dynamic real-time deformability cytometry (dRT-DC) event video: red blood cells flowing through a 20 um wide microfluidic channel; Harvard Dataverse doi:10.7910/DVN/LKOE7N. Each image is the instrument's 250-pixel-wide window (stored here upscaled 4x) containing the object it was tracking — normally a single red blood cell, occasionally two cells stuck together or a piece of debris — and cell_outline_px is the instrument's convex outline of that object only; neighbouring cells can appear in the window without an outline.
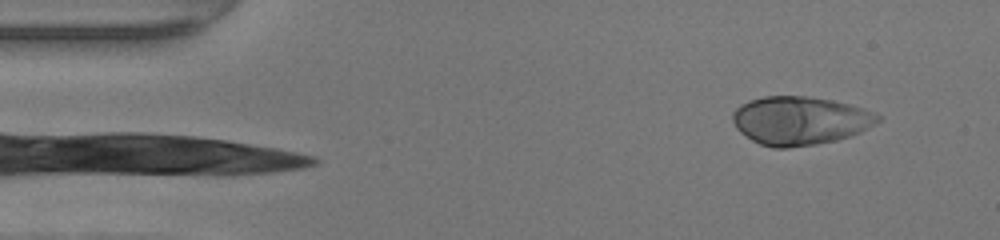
{"species": "human", "species_latin": "Homo sapiens", "temperature_condition": "warm", "stored_images_in_passage": 45, "camera_frame_rate_fps": 3000, "um_per_image_px": 0.085, "donor": {"sex": "female"}, "frame": {"image": 1, "passage_image": 2, "time_ms": 0.333, "image_size_px": [1000, 240], "cell_outline_px": [[880, 120], [876, 124], [860, 132], [836, 140], [816, 144], [788, 148], [772, 148], [760, 144], [752, 140], [740, 132], [736, 128], [732, 120], [732, 112], [740, 104], [748, 100], [764, 96], [808, 96], [832, 100], [848, 104], [876, 112], [880, 116]], "centroid_in_image_um": [67.97, 10.25], "position_along_channel_um": 17.0, "area_um2": 41.15}}
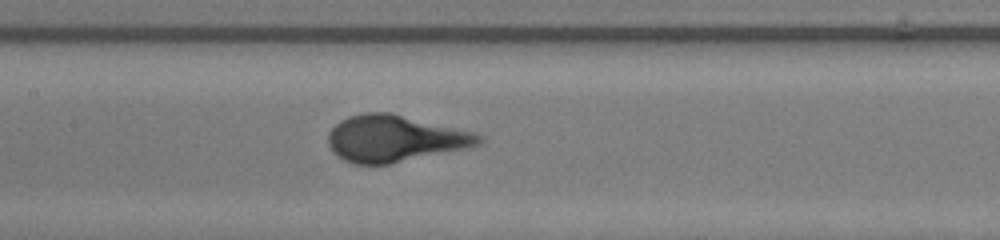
{"frame": {"image": 2, "passage_image": 20, "time_ms": 6.333, "image_size_px": [1000, 240], "cell_outline_px": [[484, 140], [480, 144], [468, 148], [388, 164], [352, 164], [336, 156], [332, 152], [328, 144], [328, 132], [340, 120], [348, 116], [364, 112], [388, 112], [476, 132], [484, 136]], "centroid_in_image_um": [33.55, 11.77], "position_along_channel_um": 173.8, "area_um2": 41.15}}
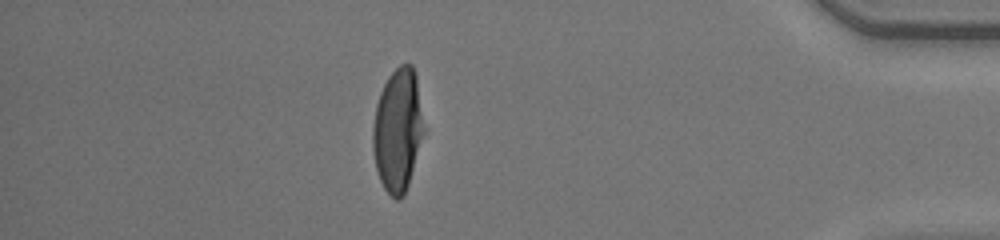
{"frame": {"image": 3, "passage_image": 39, "time_ms": 12.667, "image_size_px": [1000, 240], "cell_outline_px": [[424, 132], [408, 184], [404, 196], [400, 200], [396, 200], [384, 188], [380, 180], [376, 168], [372, 148], [372, 128], [376, 104], [380, 92], [388, 76], [400, 64], [412, 64], [416, 76], [424, 128]], "centroid_in_image_um": [33.79, 11.05], "position_along_channel_um": 401.4, "area_um2": 36.41}}